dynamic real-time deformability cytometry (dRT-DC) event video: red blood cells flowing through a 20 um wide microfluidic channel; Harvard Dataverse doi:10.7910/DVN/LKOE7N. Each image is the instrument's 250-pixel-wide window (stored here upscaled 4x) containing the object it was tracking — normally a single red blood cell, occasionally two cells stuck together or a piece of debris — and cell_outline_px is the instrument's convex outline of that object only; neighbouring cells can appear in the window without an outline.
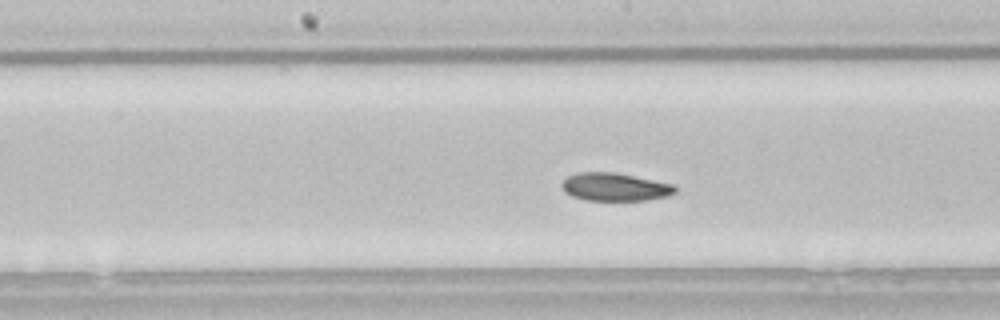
{"species": "common noctule bat (a hibernating species)", "species_latin": "Nyctalus noctula", "temperature_condition": "room temperature", "stored_images_in_passage": 48, "camera_frame_rate_fps": 3000, "um_per_image_px": 0.085, "animal": {"sex": "male", "body_mass_g": 21.5, "forearm_length_mm": 52.0}, "frame": {"image": 1, "passage_image": 21, "time_ms": 6.667, "image_size_px": [1000, 320], "cell_outline_px": [[676, 192], [668, 196], [644, 200], [584, 200], [572, 196], [564, 192], [560, 184], [568, 176], [576, 172], [616, 172], [676, 184]], "centroid_in_image_um": [52.27, 15.88], "position_along_channel_um": 195.9, "area_um2": 18.73}}